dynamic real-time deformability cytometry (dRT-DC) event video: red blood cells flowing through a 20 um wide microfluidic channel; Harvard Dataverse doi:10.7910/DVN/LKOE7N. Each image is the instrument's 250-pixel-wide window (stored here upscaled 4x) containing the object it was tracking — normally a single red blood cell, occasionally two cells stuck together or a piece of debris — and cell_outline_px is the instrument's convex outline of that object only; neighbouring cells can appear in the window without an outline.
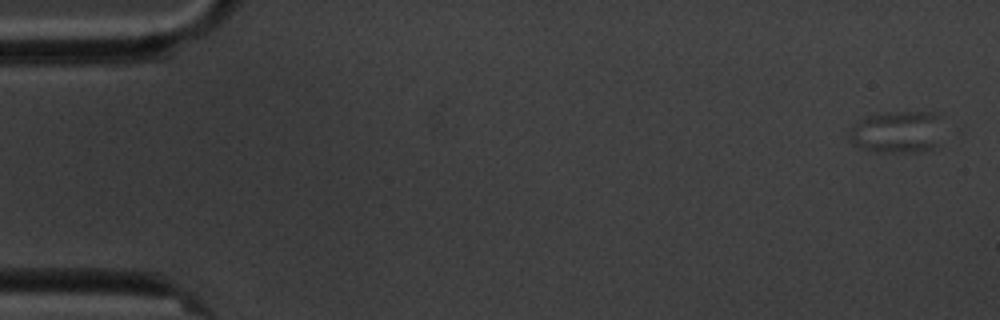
{"species": "common noctule bat (a hibernating species)", "species_latin": "Nyctalus noctula", "temperature_condition": "cold", "stored_images_in_passage": 9, "camera_frame_rate_fps": 3000, "um_per_image_px": 0.085, "animal": {"sex": "male", "body_mass_g": 20.1, "forearm_length_mm": 53.5}, "frame": {"image": 1, "passage_image": 1, "time_ms": 0.0, "image_size_px": [1000, 320], "cell_outline_px": [[940, 116], [936, 144], [932, 148], [912, 152], [876, 152], [852, 144], [848, 140], [848, 128], [852, 124], [868, 116], [904, 112], [940, 112]], "centroid_in_image_um": [76.18, 11.22], "position_along_channel_um": 8.8, "area_um2": 22.66}}
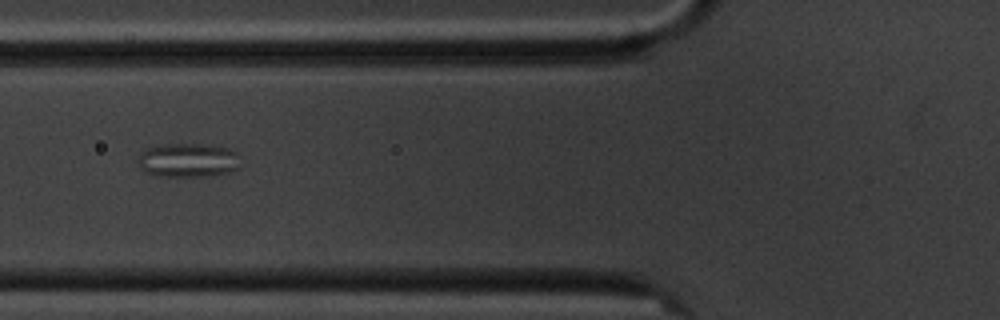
{"frame": {"image": 2, "passage_image": 6, "time_ms": 7.0, "image_size_px": [1000, 320], "cell_outline_px": [[244, 156], [240, 168], [232, 172], [212, 176], [160, 176], [144, 172], [140, 168], [140, 152], [144, 148], [160, 144], [208, 144], [228, 148]], "centroid_in_image_um": [16.08, 13.61], "position_along_channel_um": 109.7, "area_um2": 20.98}}
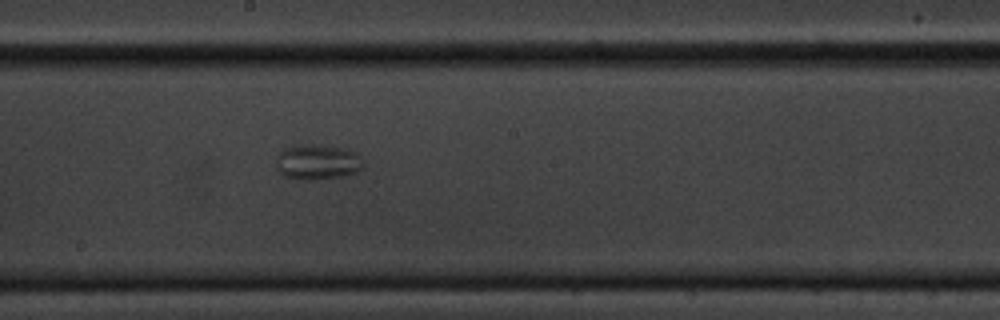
{"frame": {"image": 3, "passage_image": 9, "time_ms": 10.333, "image_size_px": [1000, 320], "cell_outline_px": [[364, 168], [356, 172], [340, 176], [312, 180], [304, 180], [284, 176], [276, 168], [276, 156], [284, 148], [296, 144], [316, 144], [348, 148], [356, 152], [360, 156], [364, 164]], "centroid_in_image_um": [26.99, 13.75], "position_along_channel_um": 221.2, "area_um2": 18.26}}